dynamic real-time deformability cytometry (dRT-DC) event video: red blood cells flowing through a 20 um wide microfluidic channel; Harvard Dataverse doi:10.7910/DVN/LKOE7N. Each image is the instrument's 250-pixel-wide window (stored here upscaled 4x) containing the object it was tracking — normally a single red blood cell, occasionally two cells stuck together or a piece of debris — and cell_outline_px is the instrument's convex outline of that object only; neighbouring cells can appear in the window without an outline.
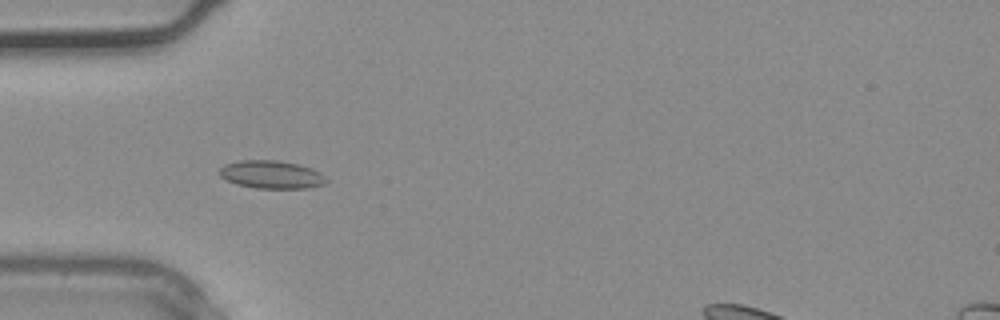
{"species": "common noctule bat (a hibernating species)", "species_latin": "Nyctalus noctula", "temperature_condition": "warm", "stored_images_in_passage": 3, "camera_frame_rate_fps": 3000, "um_per_image_px": 0.085, "animal": {"sex": "male", "body_mass_g": 20.4}, "frame": {"image": 1, "passage_image": 3, "time_ms": 0.667, "image_size_px": [1000, 320], "cell_outline_px": [[328, 180], [324, 184], [308, 188], [256, 188], [236, 184], [220, 176], [220, 168], [224, 164], [240, 160], [280, 160], [300, 164], [312, 168], [320, 172]], "centroid_in_image_um": [23.09, 14.83], "position_along_channel_um": 61.9, "area_um2": 17.51}}